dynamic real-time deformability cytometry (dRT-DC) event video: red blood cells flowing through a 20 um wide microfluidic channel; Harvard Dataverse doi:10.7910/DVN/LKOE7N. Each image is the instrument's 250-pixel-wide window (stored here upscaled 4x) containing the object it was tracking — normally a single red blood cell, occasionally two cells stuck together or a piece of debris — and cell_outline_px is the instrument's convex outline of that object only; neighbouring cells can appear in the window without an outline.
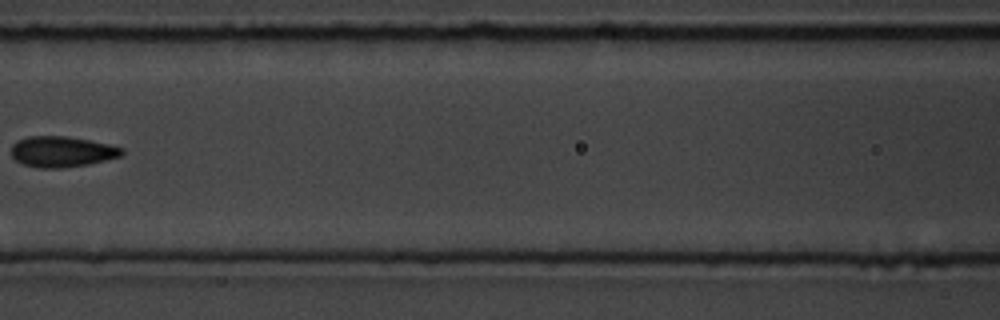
{"species": "common noctule bat (a hibernating species)", "species_latin": "Nyctalus noctula", "temperature_condition": "room temperature", "stored_images_in_passage": 8, "camera_frame_rate_fps": 3000, "um_per_image_px": 0.085, "animal": {"sex": "male", "body_mass_g": 19.5, "forearm_length_mm": 54.6}, "frame": {"image": 1, "passage_image": 8, "time_ms": 9.0, "image_size_px": [1000, 320], "cell_outline_px": [[124, 152], [120, 156], [88, 164], [60, 168], [40, 168], [24, 164], [16, 160], [12, 156], [12, 144], [16, 140], [28, 136], [64, 136], [88, 140], [108, 144], [124, 148]], "centroid_in_image_um": [5.24, 12.88], "position_along_channel_um": 161.4, "area_um2": 19.65}}